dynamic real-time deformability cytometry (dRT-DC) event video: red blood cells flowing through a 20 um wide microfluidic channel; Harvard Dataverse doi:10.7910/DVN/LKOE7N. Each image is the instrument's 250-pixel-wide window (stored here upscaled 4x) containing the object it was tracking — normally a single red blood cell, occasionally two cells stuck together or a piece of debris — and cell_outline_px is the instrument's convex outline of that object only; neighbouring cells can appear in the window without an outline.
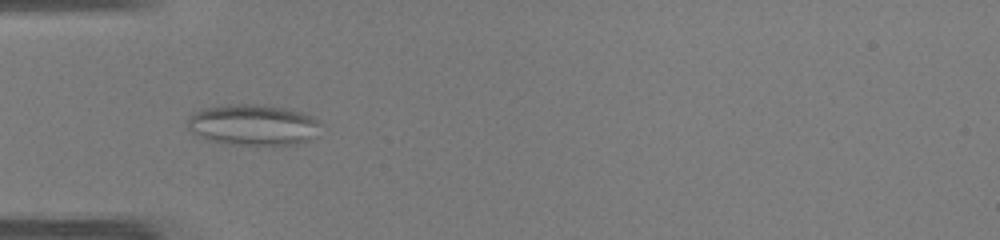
{"species": "common noctule bat (a hibernating species)", "species_latin": "Nyctalus noctula", "temperature_condition": "warm", "stored_images_in_passage": 48, "camera_frame_rate_fps": 3000, "um_per_image_px": 0.085, "animal": {"sex": "male", "body_mass_g": 19.0, "forearm_length_mm": 50.8}, "frame": {"image": 1, "passage_image": 16, "time_ms": 5.0, "image_size_px": [1000, 240], "cell_outline_px": [[324, 124], [320, 136], [296, 144], [272, 148], [220, 144], [208, 140], [192, 132], [188, 128], [188, 120], [196, 112], [204, 108], [228, 104], [252, 104], [284, 108], [300, 112], [312, 116], [320, 120]], "centroid_in_image_um": [21.63, 10.68], "position_along_channel_um": 63.4, "area_um2": 33.06}}
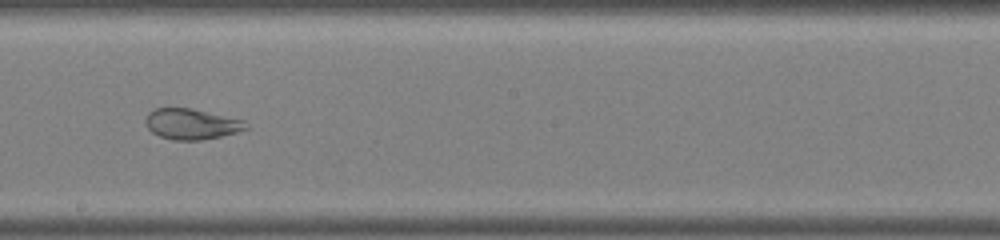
{"frame": {"image": 2, "passage_image": 28, "time_ms": 9.0, "image_size_px": [1000, 240], "cell_outline_px": [[248, 128], [236, 132], [220, 136], [200, 140], [172, 140], [160, 136], [152, 132], [148, 128], [144, 120], [148, 112], [156, 108], [192, 108], [244, 120], [248, 124]], "centroid_in_image_um": [16.26, 10.53], "position_along_channel_um": 231.9, "area_um2": 17.92}}
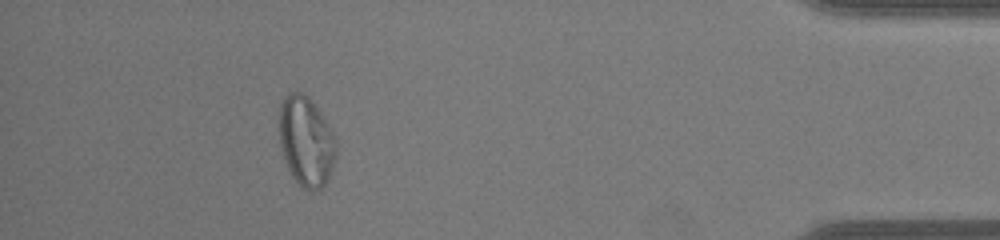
{"frame": {"image": 3, "passage_image": 44, "time_ms": 14.333, "image_size_px": [1000, 240], "cell_outline_px": [[336, 156], [328, 180], [320, 188], [312, 192], [308, 192], [292, 176], [284, 160], [280, 144], [280, 104], [284, 96], [288, 92], [300, 92], [308, 96], [312, 100], [336, 136]], "centroid_in_image_um": [26.03, 12.01], "position_along_channel_um": 409.2, "area_um2": 29.94}, "authors_computed_cell_mechanics": {"area_um2": 28.4954, "velocity_mm_per_s": 4.2573, "shape_relaxation_time_tau1_ms": null, "shape_relaxation_time_tau2_ms": 0.9996, "deformation_change_tau1": null, "deformation_change_tau2": 0.0621}}